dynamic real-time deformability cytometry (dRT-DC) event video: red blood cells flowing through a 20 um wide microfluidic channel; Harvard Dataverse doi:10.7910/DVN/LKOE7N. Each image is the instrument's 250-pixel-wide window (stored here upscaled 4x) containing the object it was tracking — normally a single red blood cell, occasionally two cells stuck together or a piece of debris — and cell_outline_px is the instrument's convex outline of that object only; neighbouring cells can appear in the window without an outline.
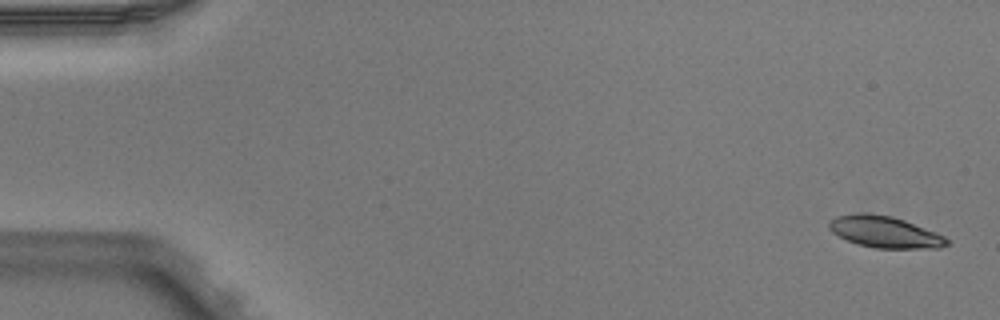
{"species": "Egyptian fruit bat (a non-hibernating species)", "species_latin": "Rousettus aegyptiacus", "temperature_condition": "warm", "stored_images_in_passage": 5, "camera_frame_rate_fps": 3000, "um_per_image_px": 0.085, "animal": {"sex": "male"}, "frame": {"image": 1, "passage_image": 1, "time_ms": 0.0, "image_size_px": [1000, 320], "cell_outline_px": [[948, 244], [940, 248], [876, 248], [860, 244], [848, 240], [832, 232], [828, 228], [828, 224], [836, 216], [860, 212], [872, 212], [892, 216], [904, 220], [936, 232], [944, 236], [948, 240]], "centroid_in_image_um": [75.21, 19.7], "position_along_channel_um": 9.8, "area_um2": 21.56}}